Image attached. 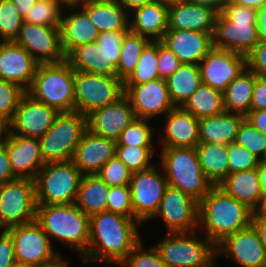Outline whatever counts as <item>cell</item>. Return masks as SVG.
<instances>
[{"instance_id": "8", "label": "cell", "mask_w": 266, "mask_h": 267, "mask_svg": "<svg viewBox=\"0 0 266 267\" xmlns=\"http://www.w3.org/2000/svg\"><path fill=\"white\" fill-rule=\"evenodd\" d=\"M127 32L99 33L96 42L74 48L66 56V61L74 71L92 73L97 76L114 75L117 77L121 44Z\"/></svg>"}, {"instance_id": "49", "label": "cell", "mask_w": 266, "mask_h": 267, "mask_svg": "<svg viewBox=\"0 0 266 267\" xmlns=\"http://www.w3.org/2000/svg\"><path fill=\"white\" fill-rule=\"evenodd\" d=\"M230 173L257 168L259 159L247 148L235 142L227 144Z\"/></svg>"}, {"instance_id": "7", "label": "cell", "mask_w": 266, "mask_h": 267, "mask_svg": "<svg viewBox=\"0 0 266 267\" xmlns=\"http://www.w3.org/2000/svg\"><path fill=\"white\" fill-rule=\"evenodd\" d=\"M194 232H173L155 243L166 267H215L216 245Z\"/></svg>"}, {"instance_id": "40", "label": "cell", "mask_w": 266, "mask_h": 267, "mask_svg": "<svg viewBox=\"0 0 266 267\" xmlns=\"http://www.w3.org/2000/svg\"><path fill=\"white\" fill-rule=\"evenodd\" d=\"M64 6L62 0H38L24 21L45 27H60L62 10L66 9Z\"/></svg>"}, {"instance_id": "21", "label": "cell", "mask_w": 266, "mask_h": 267, "mask_svg": "<svg viewBox=\"0 0 266 267\" xmlns=\"http://www.w3.org/2000/svg\"><path fill=\"white\" fill-rule=\"evenodd\" d=\"M136 118L129 99L123 94L115 102L87 115V130L116 141L123 129Z\"/></svg>"}, {"instance_id": "29", "label": "cell", "mask_w": 266, "mask_h": 267, "mask_svg": "<svg viewBox=\"0 0 266 267\" xmlns=\"http://www.w3.org/2000/svg\"><path fill=\"white\" fill-rule=\"evenodd\" d=\"M129 30L151 41H160L168 31V5L157 1L129 13Z\"/></svg>"}, {"instance_id": "15", "label": "cell", "mask_w": 266, "mask_h": 267, "mask_svg": "<svg viewBox=\"0 0 266 267\" xmlns=\"http://www.w3.org/2000/svg\"><path fill=\"white\" fill-rule=\"evenodd\" d=\"M199 202L180 189L167 186L159 208L152 217H161L167 233L194 232L198 229Z\"/></svg>"}, {"instance_id": "38", "label": "cell", "mask_w": 266, "mask_h": 267, "mask_svg": "<svg viewBox=\"0 0 266 267\" xmlns=\"http://www.w3.org/2000/svg\"><path fill=\"white\" fill-rule=\"evenodd\" d=\"M150 41L149 38L135 34L130 30L125 34L117 64V78L124 82L133 73L142 51Z\"/></svg>"}, {"instance_id": "30", "label": "cell", "mask_w": 266, "mask_h": 267, "mask_svg": "<svg viewBox=\"0 0 266 267\" xmlns=\"http://www.w3.org/2000/svg\"><path fill=\"white\" fill-rule=\"evenodd\" d=\"M78 4L100 33L129 31L130 16L120 2L80 0Z\"/></svg>"}, {"instance_id": "1", "label": "cell", "mask_w": 266, "mask_h": 267, "mask_svg": "<svg viewBox=\"0 0 266 267\" xmlns=\"http://www.w3.org/2000/svg\"><path fill=\"white\" fill-rule=\"evenodd\" d=\"M140 224L134 218L108 211L89 216L90 239L82 264L86 266L90 261L120 264L142 240Z\"/></svg>"}, {"instance_id": "39", "label": "cell", "mask_w": 266, "mask_h": 267, "mask_svg": "<svg viewBox=\"0 0 266 267\" xmlns=\"http://www.w3.org/2000/svg\"><path fill=\"white\" fill-rule=\"evenodd\" d=\"M159 41H150L142 51L133 73L123 82L124 85H139L159 79Z\"/></svg>"}, {"instance_id": "46", "label": "cell", "mask_w": 266, "mask_h": 267, "mask_svg": "<svg viewBox=\"0 0 266 267\" xmlns=\"http://www.w3.org/2000/svg\"><path fill=\"white\" fill-rule=\"evenodd\" d=\"M142 240L119 264L121 267H166L154 245L145 249Z\"/></svg>"}, {"instance_id": "32", "label": "cell", "mask_w": 266, "mask_h": 267, "mask_svg": "<svg viewBox=\"0 0 266 267\" xmlns=\"http://www.w3.org/2000/svg\"><path fill=\"white\" fill-rule=\"evenodd\" d=\"M218 186L252 210L263 196L257 168L230 173Z\"/></svg>"}, {"instance_id": "3", "label": "cell", "mask_w": 266, "mask_h": 267, "mask_svg": "<svg viewBox=\"0 0 266 267\" xmlns=\"http://www.w3.org/2000/svg\"><path fill=\"white\" fill-rule=\"evenodd\" d=\"M212 38L213 47L247 56L259 43L257 10L224 0Z\"/></svg>"}, {"instance_id": "25", "label": "cell", "mask_w": 266, "mask_h": 267, "mask_svg": "<svg viewBox=\"0 0 266 267\" xmlns=\"http://www.w3.org/2000/svg\"><path fill=\"white\" fill-rule=\"evenodd\" d=\"M64 7L72 12L61 15L60 22L61 46L67 56L80 45L96 42L100 32L78 3H66Z\"/></svg>"}, {"instance_id": "2", "label": "cell", "mask_w": 266, "mask_h": 267, "mask_svg": "<svg viewBox=\"0 0 266 267\" xmlns=\"http://www.w3.org/2000/svg\"><path fill=\"white\" fill-rule=\"evenodd\" d=\"M253 210L228 195L221 187L213 186L199 201L198 228L215 245L228 235L252 224Z\"/></svg>"}, {"instance_id": "16", "label": "cell", "mask_w": 266, "mask_h": 267, "mask_svg": "<svg viewBox=\"0 0 266 267\" xmlns=\"http://www.w3.org/2000/svg\"><path fill=\"white\" fill-rule=\"evenodd\" d=\"M58 114L55 108L42 103L26 90L8 123V132L40 138L50 129Z\"/></svg>"}, {"instance_id": "41", "label": "cell", "mask_w": 266, "mask_h": 267, "mask_svg": "<svg viewBox=\"0 0 266 267\" xmlns=\"http://www.w3.org/2000/svg\"><path fill=\"white\" fill-rule=\"evenodd\" d=\"M149 119L135 118L121 132L116 140V145L138 146V147H153V135L156 128L151 127L148 123Z\"/></svg>"}, {"instance_id": "36", "label": "cell", "mask_w": 266, "mask_h": 267, "mask_svg": "<svg viewBox=\"0 0 266 267\" xmlns=\"http://www.w3.org/2000/svg\"><path fill=\"white\" fill-rule=\"evenodd\" d=\"M165 81L172 104L181 107L201 84L199 65L181 64Z\"/></svg>"}, {"instance_id": "4", "label": "cell", "mask_w": 266, "mask_h": 267, "mask_svg": "<svg viewBox=\"0 0 266 267\" xmlns=\"http://www.w3.org/2000/svg\"><path fill=\"white\" fill-rule=\"evenodd\" d=\"M36 221L51 242L58 241L81 257L87 252L90 239L89 216L75 203L37 205Z\"/></svg>"}, {"instance_id": "66", "label": "cell", "mask_w": 266, "mask_h": 267, "mask_svg": "<svg viewBox=\"0 0 266 267\" xmlns=\"http://www.w3.org/2000/svg\"><path fill=\"white\" fill-rule=\"evenodd\" d=\"M159 3H163V4H166V5H171V4H175L177 2H180L182 0H155Z\"/></svg>"}, {"instance_id": "64", "label": "cell", "mask_w": 266, "mask_h": 267, "mask_svg": "<svg viewBox=\"0 0 266 267\" xmlns=\"http://www.w3.org/2000/svg\"><path fill=\"white\" fill-rule=\"evenodd\" d=\"M8 133V123L0 119V143H3Z\"/></svg>"}, {"instance_id": "34", "label": "cell", "mask_w": 266, "mask_h": 267, "mask_svg": "<svg viewBox=\"0 0 266 267\" xmlns=\"http://www.w3.org/2000/svg\"><path fill=\"white\" fill-rule=\"evenodd\" d=\"M110 187L97 174L83 175L75 205L86 215L107 211V196Z\"/></svg>"}, {"instance_id": "12", "label": "cell", "mask_w": 266, "mask_h": 267, "mask_svg": "<svg viewBox=\"0 0 266 267\" xmlns=\"http://www.w3.org/2000/svg\"><path fill=\"white\" fill-rule=\"evenodd\" d=\"M124 94V83L114 75L97 76L75 71V111L87 116L92 111L115 102Z\"/></svg>"}, {"instance_id": "55", "label": "cell", "mask_w": 266, "mask_h": 267, "mask_svg": "<svg viewBox=\"0 0 266 267\" xmlns=\"http://www.w3.org/2000/svg\"><path fill=\"white\" fill-rule=\"evenodd\" d=\"M245 119L249 121L258 131L266 135V109L249 111L245 115Z\"/></svg>"}, {"instance_id": "27", "label": "cell", "mask_w": 266, "mask_h": 267, "mask_svg": "<svg viewBox=\"0 0 266 267\" xmlns=\"http://www.w3.org/2000/svg\"><path fill=\"white\" fill-rule=\"evenodd\" d=\"M164 133L161 135V148H195L199 143V119L193 114L174 107L164 117ZM162 143V144H161Z\"/></svg>"}, {"instance_id": "45", "label": "cell", "mask_w": 266, "mask_h": 267, "mask_svg": "<svg viewBox=\"0 0 266 267\" xmlns=\"http://www.w3.org/2000/svg\"><path fill=\"white\" fill-rule=\"evenodd\" d=\"M26 90L20 85L0 79V119L9 123Z\"/></svg>"}, {"instance_id": "33", "label": "cell", "mask_w": 266, "mask_h": 267, "mask_svg": "<svg viewBox=\"0 0 266 267\" xmlns=\"http://www.w3.org/2000/svg\"><path fill=\"white\" fill-rule=\"evenodd\" d=\"M195 150L206 178L218 186L230 174L227 144L198 143Z\"/></svg>"}, {"instance_id": "57", "label": "cell", "mask_w": 266, "mask_h": 267, "mask_svg": "<svg viewBox=\"0 0 266 267\" xmlns=\"http://www.w3.org/2000/svg\"><path fill=\"white\" fill-rule=\"evenodd\" d=\"M24 19L38 0H11Z\"/></svg>"}, {"instance_id": "11", "label": "cell", "mask_w": 266, "mask_h": 267, "mask_svg": "<svg viewBox=\"0 0 266 267\" xmlns=\"http://www.w3.org/2000/svg\"><path fill=\"white\" fill-rule=\"evenodd\" d=\"M37 203L33 179L17 178L0 186V230L36 220Z\"/></svg>"}, {"instance_id": "26", "label": "cell", "mask_w": 266, "mask_h": 267, "mask_svg": "<svg viewBox=\"0 0 266 267\" xmlns=\"http://www.w3.org/2000/svg\"><path fill=\"white\" fill-rule=\"evenodd\" d=\"M115 155L116 141L86 130L71 160L83 175H94Z\"/></svg>"}, {"instance_id": "20", "label": "cell", "mask_w": 266, "mask_h": 267, "mask_svg": "<svg viewBox=\"0 0 266 267\" xmlns=\"http://www.w3.org/2000/svg\"><path fill=\"white\" fill-rule=\"evenodd\" d=\"M216 253H224L241 267H266V251L252 224L225 237L216 245Z\"/></svg>"}, {"instance_id": "43", "label": "cell", "mask_w": 266, "mask_h": 267, "mask_svg": "<svg viewBox=\"0 0 266 267\" xmlns=\"http://www.w3.org/2000/svg\"><path fill=\"white\" fill-rule=\"evenodd\" d=\"M234 142L247 148L260 161L266 159V135L246 119L242 121Z\"/></svg>"}, {"instance_id": "17", "label": "cell", "mask_w": 266, "mask_h": 267, "mask_svg": "<svg viewBox=\"0 0 266 267\" xmlns=\"http://www.w3.org/2000/svg\"><path fill=\"white\" fill-rule=\"evenodd\" d=\"M13 42L23 47L39 64L66 60L61 46L60 27H45L23 21Z\"/></svg>"}, {"instance_id": "37", "label": "cell", "mask_w": 266, "mask_h": 267, "mask_svg": "<svg viewBox=\"0 0 266 267\" xmlns=\"http://www.w3.org/2000/svg\"><path fill=\"white\" fill-rule=\"evenodd\" d=\"M181 108L197 119L220 114L225 111L223 93L201 83Z\"/></svg>"}, {"instance_id": "23", "label": "cell", "mask_w": 266, "mask_h": 267, "mask_svg": "<svg viewBox=\"0 0 266 267\" xmlns=\"http://www.w3.org/2000/svg\"><path fill=\"white\" fill-rule=\"evenodd\" d=\"M8 159L17 178L35 179L45 165L38 138L7 133L5 139Z\"/></svg>"}, {"instance_id": "22", "label": "cell", "mask_w": 266, "mask_h": 267, "mask_svg": "<svg viewBox=\"0 0 266 267\" xmlns=\"http://www.w3.org/2000/svg\"><path fill=\"white\" fill-rule=\"evenodd\" d=\"M39 63L13 41H0V79L14 82L28 90Z\"/></svg>"}, {"instance_id": "51", "label": "cell", "mask_w": 266, "mask_h": 267, "mask_svg": "<svg viewBox=\"0 0 266 267\" xmlns=\"http://www.w3.org/2000/svg\"><path fill=\"white\" fill-rule=\"evenodd\" d=\"M246 64L257 77L266 78V41H259L246 56Z\"/></svg>"}, {"instance_id": "28", "label": "cell", "mask_w": 266, "mask_h": 267, "mask_svg": "<svg viewBox=\"0 0 266 267\" xmlns=\"http://www.w3.org/2000/svg\"><path fill=\"white\" fill-rule=\"evenodd\" d=\"M217 12L184 1L168 5V30H193L213 35Z\"/></svg>"}, {"instance_id": "6", "label": "cell", "mask_w": 266, "mask_h": 267, "mask_svg": "<svg viewBox=\"0 0 266 267\" xmlns=\"http://www.w3.org/2000/svg\"><path fill=\"white\" fill-rule=\"evenodd\" d=\"M74 75L75 71L66 60L39 64L27 91L59 113L74 112Z\"/></svg>"}, {"instance_id": "5", "label": "cell", "mask_w": 266, "mask_h": 267, "mask_svg": "<svg viewBox=\"0 0 266 267\" xmlns=\"http://www.w3.org/2000/svg\"><path fill=\"white\" fill-rule=\"evenodd\" d=\"M162 167L168 185L187 193L198 202L201 201L212 183L206 178L200 167L195 148H161Z\"/></svg>"}, {"instance_id": "18", "label": "cell", "mask_w": 266, "mask_h": 267, "mask_svg": "<svg viewBox=\"0 0 266 267\" xmlns=\"http://www.w3.org/2000/svg\"><path fill=\"white\" fill-rule=\"evenodd\" d=\"M201 83L221 91L247 67L246 56L213 47L198 64Z\"/></svg>"}, {"instance_id": "14", "label": "cell", "mask_w": 266, "mask_h": 267, "mask_svg": "<svg viewBox=\"0 0 266 267\" xmlns=\"http://www.w3.org/2000/svg\"><path fill=\"white\" fill-rule=\"evenodd\" d=\"M160 170L153 166L145 171L132 172L129 185L132 208L134 219L140 223L152 219L168 186L164 171Z\"/></svg>"}, {"instance_id": "13", "label": "cell", "mask_w": 266, "mask_h": 267, "mask_svg": "<svg viewBox=\"0 0 266 267\" xmlns=\"http://www.w3.org/2000/svg\"><path fill=\"white\" fill-rule=\"evenodd\" d=\"M6 231L14 242L16 262L43 267L62 256L53 249L51 239L36 220L10 227Z\"/></svg>"}, {"instance_id": "61", "label": "cell", "mask_w": 266, "mask_h": 267, "mask_svg": "<svg viewBox=\"0 0 266 267\" xmlns=\"http://www.w3.org/2000/svg\"><path fill=\"white\" fill-rule=\"evenodd\" d=\"M252 219L266 220V195L259 199L257 206L253 209Z\"/></svg>"}, {"instance_id": "63", "label": "cell", "mask_w": 266, "mask_h": 267, "mask_svg": "<svg viewBox=\"0 0 266 267\" xmlns=\"http://www.w3.org/2000/svg\"><path fill=\"white\" fill-rule=\"evenodd\" d=\"M233 4L256 9L257 11L266 3V0H229Z\"/></svg>"}, {"instance_id": "62", "label": "cell", "mask_w": 266, "mask_h": 267, "mask_svg": "<svg viewBox=\"0 0 266 267\" xmlns=\"http://www.w3.org/2000/svg\"><path fill=\"white\" fill-rule=\"evenodd\" d=\"M257 169H258V174H259V179H260L262 195L265 196L266 195V159L259 161Z\"/></svg>"}, {"instance_id": "68", "label": "cell", "mask_w": 266, "mask_h": 267, "mask_svg": "<svg viewBox=\"0 0 266 267\" xmlns=\"http://www.w3.org/2000/svg\"><path fill=\"white\" fill-rule=\"evenodd\" d=\"M65 4L66 3H76V0H62Z\"/></svg>"}, {"instance_id": "9", "label": "cell", "mask_w": 266, "mask_h": 267, "mask_svg": "<svg viewBox=\"0 0 266 267\" xmlns=\"http://www.w3.org/2000/svg\"><path fill=\"white\" fill-rule=\"evenodd\" d=\"M82 177L72 160L45 163L34 179L37 205L75 203Z\"/></svg>"}, {"instance_id": "42", "label": "cell", "mask_w": 266, "mask_h": 267, "mask_svg": "<svg viewBox=\"0 0 266 267\" xmlns=\"http://www.w3.org/2000/svg\"><path fill=\"white\" fill-rule=\"evenodd\" d=\"M153 147H138L127 145H116L117 157L127 166L132 172L145 171L153 167L150 159L155 153Z\"/></svg>"}, {"instance_id": "44", "label": "cell", "mask_w": 266, "mask_h": 267, "mask_svg": "<svg viewBox=\"0 0 266 267\" xmlns=\"http://www.w3.org/2000/svg\"><path fill=\"white\" fill-rule=\"evenodd\" d=\"M23 21L11 0H0V41H13Z\"/></svg>"}, {"instance_id": "59", "label": "cell", "mask_w": 266, "mask_h": 267, "mask_svg": "<svg viewBox=\"0 0 266 267\" xmlns=\"http://www.w3.org/2000/svg\"><path fill=\"white\" fill-rule=\"evenodd\" d=\"M119 2L130 13L138 7L155 2V0H120Z\"/></svg>"}, {"instance_id": "53", "label": "cell", "mask_w": 266, "mask_h": 267, "mask_svg": "<svg viewBox=\"0 0 266 267\" xmlns=\"http://www.w3.org/2000/svg\"><path fill=\"white\" fill-rule=\"evenodd\" d=\"M266 109V78L256 77L250 111Z\"/></svg>"}, {"instance_id": "48", "label": "cell", "mask_w": 266, "mask_h": 267, "mask_svg": "<svg viewBox=\"0 0 266 267\" xmlns=\"http://www.w3.org/2000/svg\"><path fill=\"white\" fill-rule=\"evenodd\" d=\"M107 211L134 218L129 185L110 187L107 196Z\"/></svg>"}, {"instance_id": "19", "label": "cell", "mask_w": 266, "mask_h": 267, "mask_svg": "<svg viewBox=\"0 0 266 267\" xmlns=\"http://www.w3.org/2000/svg\"><path fill=\"white\" fill-rule=\"evenodd\" d=\"M136 118L154 119L174 108L165 79L159 78L139 85H124Z\"/></svg>"}, {"instance_id": "10", "label": "cell", "mask_w": 266, "mask_h": 267, "mask_svg": "<svg viewBox=\"0 0 266 267\" xmlns=\"http://www.w3.org/2000/svg\"><path fill=\"white\" fill-rule=\"evenodd\" d=\"M87 130V116L79 112L59 113L50 129L38 138L45 163L71 160Z\"/></svg>"}, {"instance_id": "56", "label": "cell", "mask_w": 266, "mask_h": 267, "mask_svg": "<svg viewBox=\"0 0 266 267\" xmlns=\"http://www.w3.org/2000/svg\"><path fill=\"white\" fill-rule=\"evenodd\" d=\"M258 12V38L259 41H266V3Z\"/></svg>"}, {"instance_id": "35", "label": "cell", "mask_w": 266, "mask_h": 267, "mask_svg": "<svg viewBox=\"0 0 266 267\" xmlns=\"http://www.w3.org/2000/svg\"><path fill=\"white\" fill-rule=\"evenodd\" d=\"M255 73L246 67L223 92L225 111L246 115L250 111Z\"/></svg>"}, {"instance_id": "65", "label": "cell", "mask_w": 266, "mask_h": 267, "mask_svg": "<svg viewBox=\"0 0 266 267\" xmlns=\"http://www.w3.org/2000/svg\"><path fill=\"white\" fill-rule=\"evenodd\" d=\"M68 263L69 261L65 260L64 257L61 256L57 261L51 264L45 265L43 267H69Z\"/></svg>"}, {"instance_id": "60", "label": "cell", "mask_w": 266, "mask_h": 267, "mask_svg": "<svg viewBox=\"0 0 266 267\" xmlns=\"http://www.w3.org/2000/svg\"><path fill=\"white\" fill-rule=\"evenodd\" d=\"M252 225L258 231L260 240L266 251V220L263 219H252Z\"/></svg>"}, {"instance_id": "47", "label": "cell", "mask_w": 266, "mask_h": 267, "mask_svg": "<svg viewBox=\"0 0 266 267\" xmlns=\"http://www.w3.org/2000/svg\"><path fill=\"white\" fill-rule=\"evenodd\" d=\"M97 175L109 187L124 186L130 185L132 171L115 155L103 165Z\"/></svg>"}, {"instance_id": "69", "label": "cell", "mask_w": 266, "mask_h": 267, "mask_svg": "<svg viewBox=\"0 0 266 267\" xmlns=\"http://www.w3.org/2000/svg\"><path fill=\"white\" fill-rule=\"evenodd\" d=\"M96 1H109V2H119L120 0H96Z\"/></svg>"}, {"instance_id": "31", "label": "cell", "mask_w": 266, "mask_h": 267, "mask_svg": "<svg viewBox=\"0 0 266 267\" xmlns=\"http://www.w3.org/2000/svg\"><path fill=\"white\" fill-rule=\"evenodd\" d=\"M244 119V115L228 111L199 119V143L229 144L234 142Z\"/></svg>"}, {"instance_id": "54", "label": "cell", "mask_w": 266, "mask_h": 267, "mask_svg": "<svg viewBox=\"0 0 266 267\" xmlns=\"http://www.w3.org/2000/svg\"><path fill=\"white\" fill-rule=\"evenodd\" d=\"M17 179L12 171L8 159L5 141L0 143V183H5Z\"/></svg>"}, {"instance_id": "58", "label": "cell", "mask_w": 266, "mask_h": 267, "mask_svg": "<svg viewBox=\"0 0 266 267\" xmlns=\"http://www.w3.org/2000/svg\"><path fill=\"white\" fill-rule=\"evenodd\" d=\"M182 1L209 7L215 10L217 13L221 12L222 6L224 4V0H182Z\"/></svg>"}, {"instance_id": "52", "label": "cell", "mask_w": 266, "mask_h": 267, "mask_svg": "<svg viewBox=\"0 0 266 267\" xmlns=\"http://www.w3.org/2000/svg\"><path fill=\"white\" fill-rule=\"evenodd\" d=\"M0 233V267H9L14 262V242L11 235L6 230H1Z\"/></svg>"}, {"instance_id": "24", "label": "cell", "mask_w": 266, "mask_h": 267, "mask_svg": "<svg viewBox=\"0 0 266 267\" xmlns=\"http://www.w3.org/2000/svg\"><path fill=\"white\" fill-rule=\"evenodd\" d=\"M160 41L182 64H199L213 48L212 34L193 30H168Z\"/></svg>"}, {"instance_id": "50", "label": "cell", "mask_w": 266, "mask_h": 267, "mask_svg": "<svg viewBox=\"0 0 266 267\" xmlns=\"http://www.w3.org/2000/svg\"><path fill=\"white\" fill-rule=\"evenodd\" d=\"M182 63L178 57L159 41L158 71L159 77L166 79L177 71Z\"/></svg>"}, {"instance_id": "67", "label": "cell", "mask_w": 266, "mask_h": 267, "mask_svg": "<svg viewBox=\"0 0 266 267\" xmlns=\"http://www.w3.org/2000/svg\"><path fill=\"white\" fill-rule=\"evenodd\" d=\"M9 267H33V266H30V265H26V264H22V263H19V262H14L11 266Z\"/></svg>"}]
</instances>
